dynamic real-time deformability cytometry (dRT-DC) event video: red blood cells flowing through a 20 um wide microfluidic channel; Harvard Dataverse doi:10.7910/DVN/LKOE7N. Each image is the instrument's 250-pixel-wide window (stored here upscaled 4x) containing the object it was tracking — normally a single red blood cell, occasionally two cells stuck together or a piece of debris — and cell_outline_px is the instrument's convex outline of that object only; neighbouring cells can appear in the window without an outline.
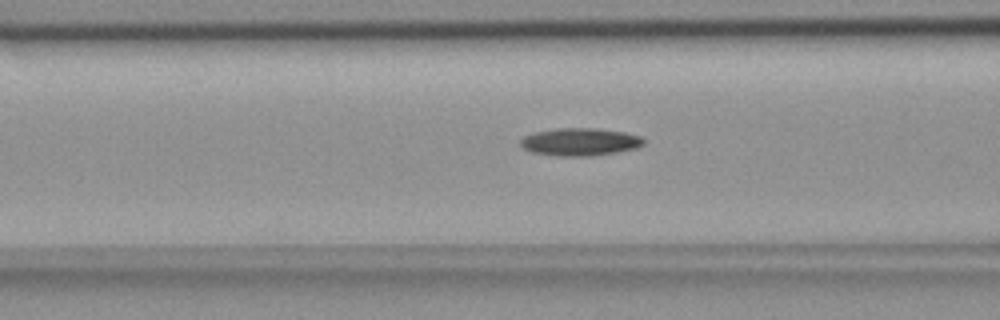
{"species": "common noctule bat (a hibernating species)", "species_latin": "Nyctalus noctula", "temperature_condition": "room temperature", "stored_images_in_passage": 55, "camera_frame_rate_fps": 3000, "um_per_image_px": 0.085, "animal": {"sex": "female", "body_mass_g": 18.4}, "frame": {"image": 1, "passage_image": 21, "time_ms": 6.667, "image_size_px": [1000, 320], "cell_outline_px": [[644, 144], [636, 148], [616, 152], [588, 156], [556, 156], [532, 152], [524, 148], [520, 144], [520, 140], [524, 136], [536, 132], [556, 128], [596, 128], [624, 132], [640, 136], [644, 140]], "centroid_in_image_um": [49.29, 12.06], "position_along_channel_um": 117.3, "area_um2": 19.77}}
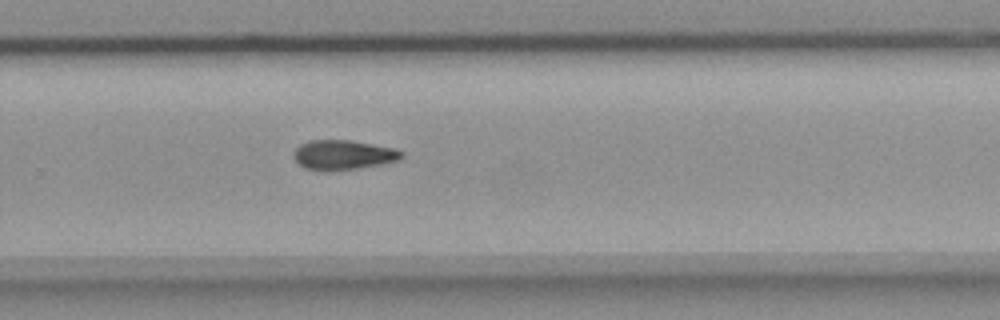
{"frame": {"image": 2, "passage_image": 36, "time_ms": 11.667, "image_size_px": [1000, 320], "cell_outline_px": [[404, 156], [400, 160], [360, 168], [304, 168], [292, 156], [292, 152], [300, 144], [308, 140], [348, 140], [396, 148], [404, 152]], "centroid_in_image_um": [29.21, 13.12], "position_along_channel_um": 300.6, "area_um2": 18.15}}
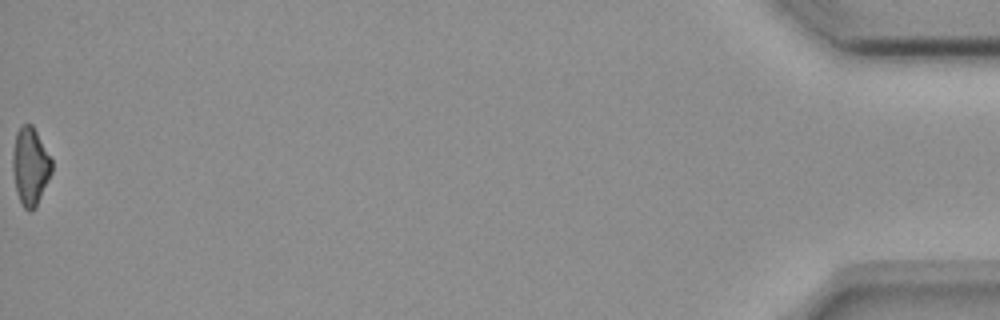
{"frame": {"image": 3, "passage_image": 55, "time_ms": 18.0, "image_size_px": [1000, 320], "cell_outline_px": [[52, 172], [36, 204], [28, 212], [24, 208], [16, 192], [12, 168], [12, 152], [16, 132], [24, 124], [32, 124], [52, 160]], "centroid_in_image_um": [2.55, 14.1], "position_along_channel_um": 432.6, "area_um2": 17.4}, "authors_computed_cell_mechanics": {"area_um2": 18.496, "velocity_mm_per_s": 3.6778, "shape_relaxation_time_tau1_ms": 8.5314, "shape_relaxation_time_tau2_ms": null, "deformation_change_tau1": 0.1738, "deformation_change_tau2": null}}